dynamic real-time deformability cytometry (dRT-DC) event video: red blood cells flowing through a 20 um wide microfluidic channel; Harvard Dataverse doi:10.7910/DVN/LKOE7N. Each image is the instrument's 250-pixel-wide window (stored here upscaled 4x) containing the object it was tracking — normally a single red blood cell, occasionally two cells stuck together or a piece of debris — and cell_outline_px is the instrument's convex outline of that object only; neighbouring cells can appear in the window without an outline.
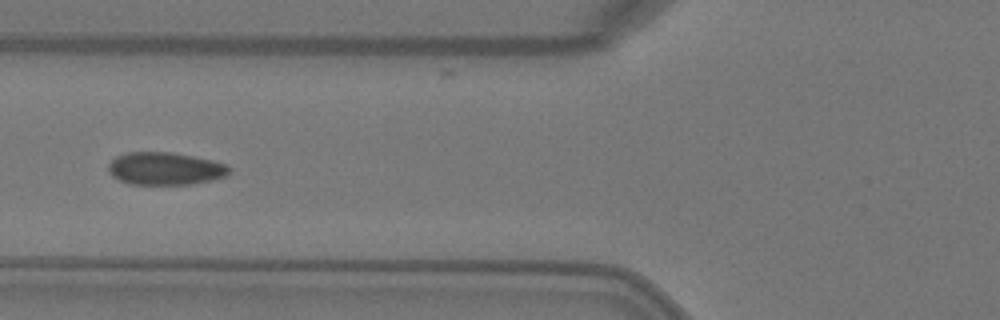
{"species": "Egyptian fruit bat (a non-hibernating species)", "species_latin": "Rousettus aegyptiacus", "temperature_condition": "warm", "stored_images_in_passage": 6, "camera_frame_rate_fps": 3000, "um_per_image_px": 0.085, "animal": {"sex": "female"}, "frame": {"image": 1, "passage_image": 6, "time_ms": 1.667, "image_size_px": [1000, 320], "cell_outline_px": [[228, 176], [192, 184], [132, 184], [120, 180], [112, 176], [108, 168], [108, 164], [116, 156], [128, 152], [172, 152], [212, 160], [228, 164]], "centroid_in_image_um": [14.04, 14.32], "position_along_channel_um": 111.8, "area_um2": 22.89}}